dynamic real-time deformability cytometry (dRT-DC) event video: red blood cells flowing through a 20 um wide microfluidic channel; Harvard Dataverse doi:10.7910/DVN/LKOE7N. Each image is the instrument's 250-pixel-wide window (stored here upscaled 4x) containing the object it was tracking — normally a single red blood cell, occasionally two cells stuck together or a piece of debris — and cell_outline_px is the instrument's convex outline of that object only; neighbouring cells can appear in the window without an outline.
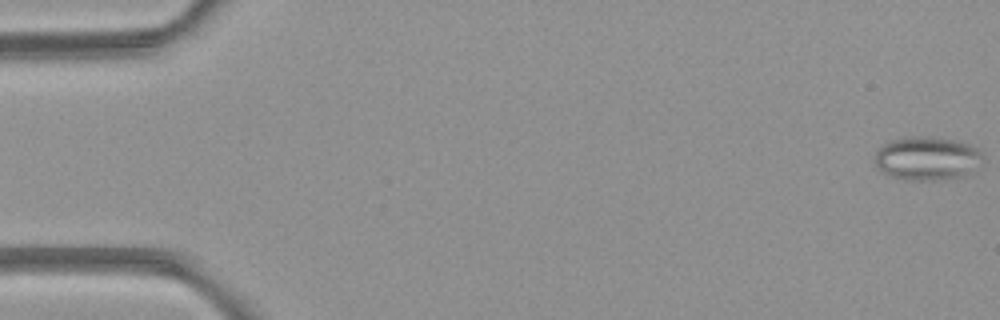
{"species": "common noctule bat (a hibernating species)", "species_latin": "Nyctalus noctula", "temperature_condition": "room temperature", "stored_images_in_passage": 4, "camera_frame_rate_fps": 3000, "um_per_image_px": 0.085, "animal": {"sex": "female", "body_mass_g": 21.9}, "frame": {"image": 1, "passage_image": 1, "time_ms": 0.0, "image_size_px": [1000, 320], "cell_outline_px": [[980, 156], [960, 176], [932, 180], [908, 180], [888, 176], [872, 160], [876, 152], [884, 144], [892, 140], [908, 136], [932, 136], [956, 140], [968, 144], [976, 148], [980, 152]], "centroid_in_image_um": [78.64, 13.43], "position_along_channel_um": 6.4, "area_um2": 26.53}}